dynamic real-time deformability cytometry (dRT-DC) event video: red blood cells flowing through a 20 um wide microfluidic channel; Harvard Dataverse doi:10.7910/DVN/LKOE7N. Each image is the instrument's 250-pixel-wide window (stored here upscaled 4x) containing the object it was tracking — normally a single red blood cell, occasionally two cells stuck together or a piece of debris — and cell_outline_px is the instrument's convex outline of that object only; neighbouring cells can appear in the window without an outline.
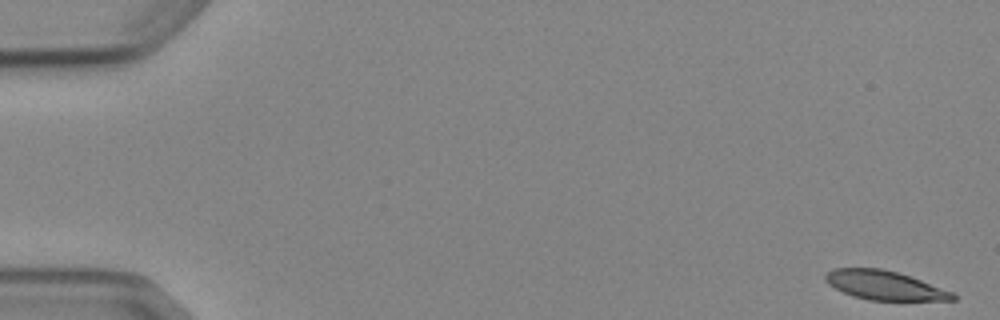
{"species": "Egyptian fruit bat (a non-hibernating species)", "species_latin": "Rousettus aegyptiacus", "temperature_condition": "cold", "stored_images_in_passage": 5, "camera_frame_rate_fps": 3000, "um_per_image_px": 0.085, "animal": {"sex": "female"}, "frame": {"image": 1, "passage_image": 1, "time_ms": 0.0, "image_size_px": [1000, 320], "cell_outline_px": [[956, 300], [868, 300], [844, 292], [828, 284], [824, 280], [824, 276], [832, 268], [880, 268], [896, 272], [920, 280], [952, 292], [956, 296]], "centroid_in_image_um": [75.15, 24.25], "position_along_channel_um": 9.8, "area_um2": 21.15}}
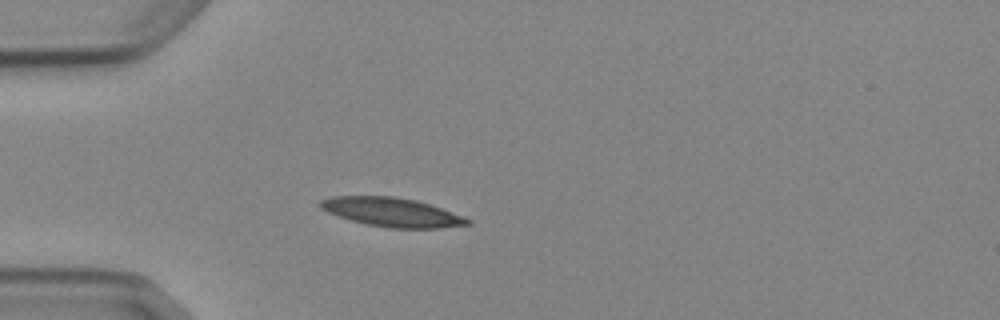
{"frame": {"image": 2, "passage_image": 5, "time_ms": 4.667, "image_size_px": [1000, 320], "cell_outline_px": [[472, 224], [440, 228], [388, 228], [368, 224], [352, 220], [328, 212], [320, 208], [316, 204], [320, 200], [332, 196], [392, 196], [416, 200], [464, 216], [472, 220]], "centroid_in_image_um": [33.31, 18.03], "position_along_channel_um": 51.7, "area_um2": 24.74}}